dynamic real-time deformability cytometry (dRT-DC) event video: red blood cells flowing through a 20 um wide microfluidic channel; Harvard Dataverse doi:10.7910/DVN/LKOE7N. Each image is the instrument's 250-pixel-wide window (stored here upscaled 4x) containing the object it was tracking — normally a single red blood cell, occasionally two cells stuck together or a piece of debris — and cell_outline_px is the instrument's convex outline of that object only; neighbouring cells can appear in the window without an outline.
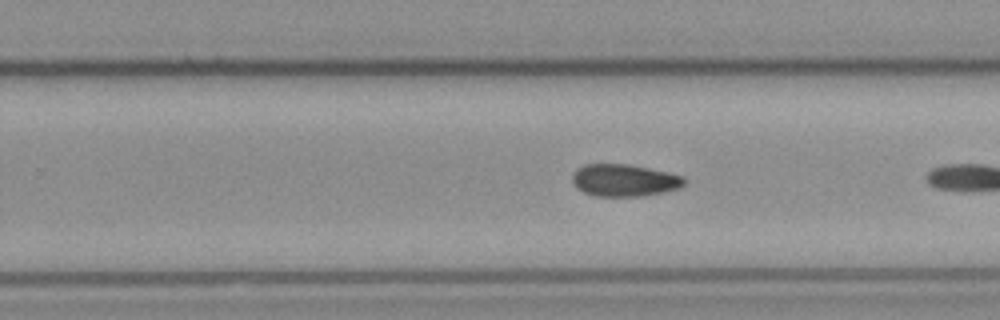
{"species": "common noctule bat (a hibernating species)", "species_latin": "Nyctalus noctula", "temperature_condition": "cold", "stored_images_in_passage": 20, "camera_frame_rate_fps": 3000, "um_per_image_px": 0.085, "animal": {"sex": "female", "body_mass_g": 21.9}, "frame": {"image": 1, "passage_image": 17, "time_ms": 5.333, "image_size_px": [1000, 320], "cell_outline_px": [[684, 184], [680, 188], [640, 196], [596, 196], [584, 192], [576, 188], [572, 180], [572, 172], [576, 168], [584, 164], [628, 164], [668, 172], [684, 176]], "centroid_in_image_um": [53.02, 15.31], "position_along_channel_um": 276.8, "area_um2": 20.98}}